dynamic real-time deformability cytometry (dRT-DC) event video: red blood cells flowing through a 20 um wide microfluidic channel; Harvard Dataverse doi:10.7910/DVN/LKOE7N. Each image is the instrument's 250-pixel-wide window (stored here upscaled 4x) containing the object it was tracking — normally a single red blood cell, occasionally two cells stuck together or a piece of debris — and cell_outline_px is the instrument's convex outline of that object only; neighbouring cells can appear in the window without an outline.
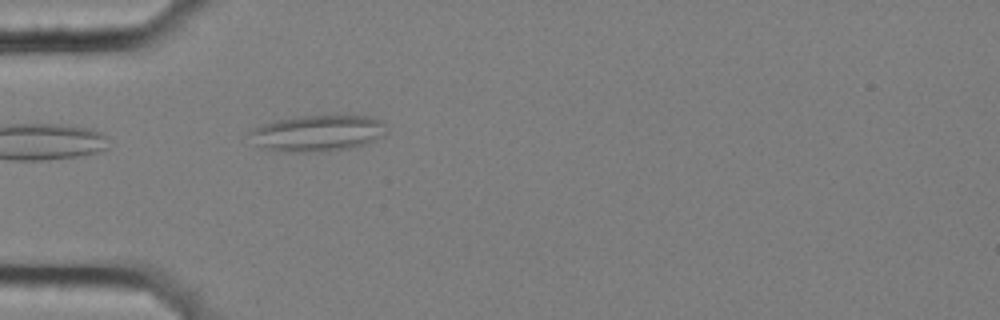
{"species": "common noctule bat (a hibernating species)", "species_latin": "Nyctalus noctula", "temperature_condition": "cold", "stored_images_in_passage": 5, "camera_frame_rate_fps": 3000, "um_per_image_px": 0.085, "animal": {"sex": "female", "body_mass_g": 25.1}, "frame": {"image": 1, "passage_image": 1, "time_ms": 0.0, "image_size_px": [1000, 320], "cell_outline_px": [[384, 136], [364, 144], [348, 148], [324, 152], [296, 152], [268, 148], [256, 144], [248, 132], [252, 128], [276, 120], [300, 116], [368, 116], [380, 120], [384, 124]], "centroid_in_image_um": [27.0, 11.32], "position_along_channel_um": 58.0, "area_um2": 28.38}}